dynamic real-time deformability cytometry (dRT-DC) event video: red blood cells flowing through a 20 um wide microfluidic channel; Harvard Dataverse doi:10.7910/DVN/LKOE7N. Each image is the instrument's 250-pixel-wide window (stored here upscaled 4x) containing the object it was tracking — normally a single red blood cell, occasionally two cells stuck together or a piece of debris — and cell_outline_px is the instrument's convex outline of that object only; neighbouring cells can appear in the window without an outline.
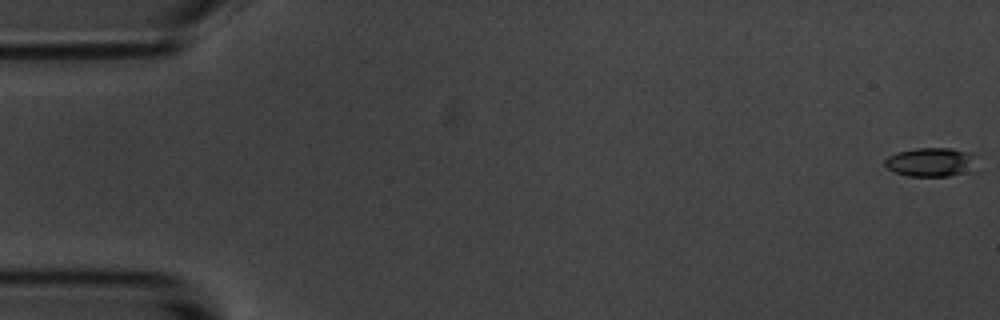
{"species": "common noctule bat (a hibernating species)", "species_latin": "Nyctalus noctula", "temperature_condition": "room temperature", "stored_images_in_passage": 5, "camera_frame_rate_fps": 3000, "um_per_image_px": 0.085, "animal": {"sex": "male", "body_mass_g": 20.1, "forearm_length_mm": 53.5}, "frame": {"image": 1, "passage_image": 1, "time_ms": 0.0, "image_size_px": [1000, 320], "cell_outline_px": [[976, 172], [948, 176], [908, 176], [896, 172], [888, 168], [884, 164], [884, 160], [888, 156], [896, 152], [916, 148], [952, 148], [972, 152]], "centroid_in_image_um": [79.17, 13.78], "position_along_channel_um": 5.8, "area_um2": 15.78}}
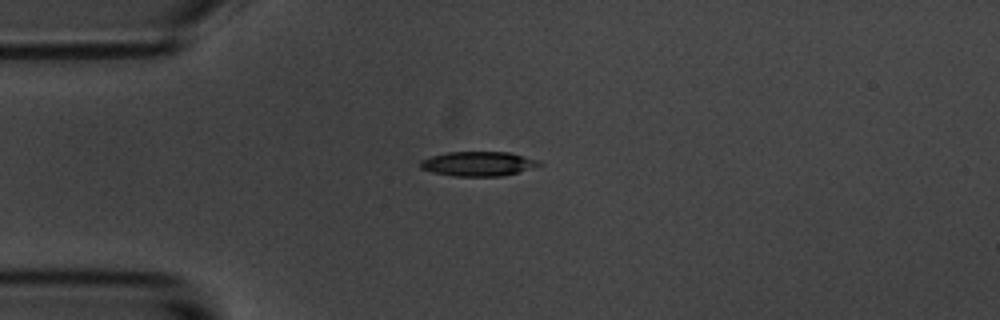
{"frame": {"image": 2, "passage_image": 5, "time_ms": 4.667, "image_size_px": [1000, 320], "cell_outline_px": [[544, 164], [504, 176], [452, 176], [432, 172], [420, 168], [420, 160], [432, 156], [448, 152], [508, 152], [540, 160]], "centroid_in_image_um": [40.65, 13.92], "position_along_channel_um": 44.3, "area_um2": 16.99}}